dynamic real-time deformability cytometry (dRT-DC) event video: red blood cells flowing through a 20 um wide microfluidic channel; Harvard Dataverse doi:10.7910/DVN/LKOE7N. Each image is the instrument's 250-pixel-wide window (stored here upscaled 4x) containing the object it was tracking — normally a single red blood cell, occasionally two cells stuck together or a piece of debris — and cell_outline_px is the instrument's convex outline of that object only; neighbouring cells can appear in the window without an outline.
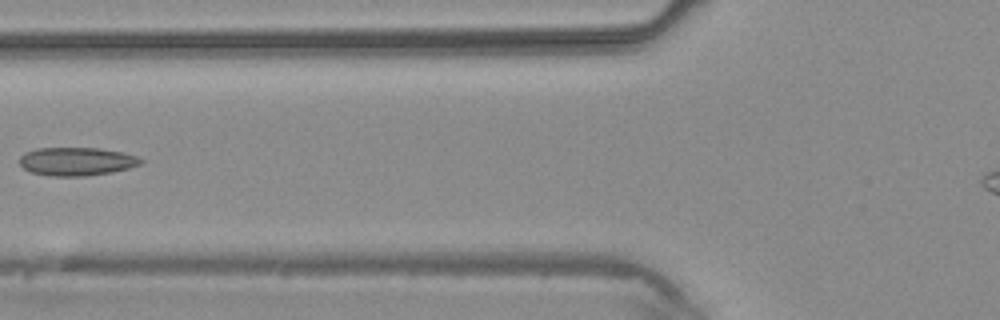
{"species": "common noctule bat (a hibernating species)", "species_latin": "Nyctalus noctula", "temperature_condition": "warm", "stored_images_in_passage": 5, "camera_frame_rate_fps": 3000, "um_per_image_px": 0.085, "animal": {"sex": "male", "body_mass_g": 20.4}, "frame": {"image": 1, "passage_image": 5, "time_ms": 4.667, "image_size_px": [1000, 320], "cell_outline_px": [[144, 160], [140, 164], [128, 168], [112, 172], [88, 176], [52, 176], [32, 172], [24, 168], [20, 164], [20, 156], [24, 152], [36, 148], [100, 148], [124, 152], [136, 156]], "centroid_in_image_um": [6.52, 13.71], "position_along_channel_um": 119.3, "area_um2": 20.06}}